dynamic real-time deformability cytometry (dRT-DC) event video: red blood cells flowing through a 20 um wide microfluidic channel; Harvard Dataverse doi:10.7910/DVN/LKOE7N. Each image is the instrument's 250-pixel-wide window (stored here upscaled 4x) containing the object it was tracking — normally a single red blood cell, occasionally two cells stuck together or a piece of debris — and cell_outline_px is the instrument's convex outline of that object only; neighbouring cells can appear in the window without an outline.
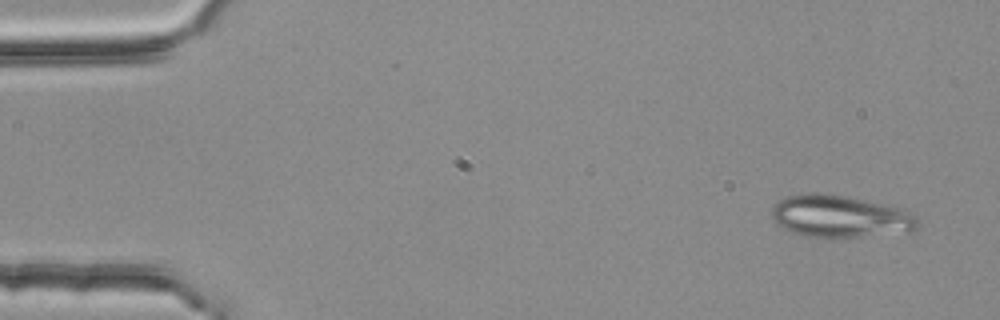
{"species": "common noctule bat (a hibernating species)", "species_latin": "Nyctalus noctula", "temperature_condition": "room temperature", "stored_images_in_passage": 3, "camera_frame_rate_fps": 3000, "um_per_image_px": 0.085, "animal": {"sex": "female", "body_mass_g": 25.1}, "frame": {"image": 1, "passage_image": 1, "time_ms": 0.0, "image_size_px": [1000, 320], "cell_outline_px": [[920, 224], [916, 228], [908, 232], [836, 240], [832, 240], [804, 236], [792, 232], [776, 224], [772, 220], [772, 208], [780, 200], [788, 196], [812, 192], [824, 192], [904, 208], [912, 212], [916, 216]], "centroid_in_image_um": [71.43, 18.43], "position_along_channel_um": 13.6, "area_um2": 36.93}}